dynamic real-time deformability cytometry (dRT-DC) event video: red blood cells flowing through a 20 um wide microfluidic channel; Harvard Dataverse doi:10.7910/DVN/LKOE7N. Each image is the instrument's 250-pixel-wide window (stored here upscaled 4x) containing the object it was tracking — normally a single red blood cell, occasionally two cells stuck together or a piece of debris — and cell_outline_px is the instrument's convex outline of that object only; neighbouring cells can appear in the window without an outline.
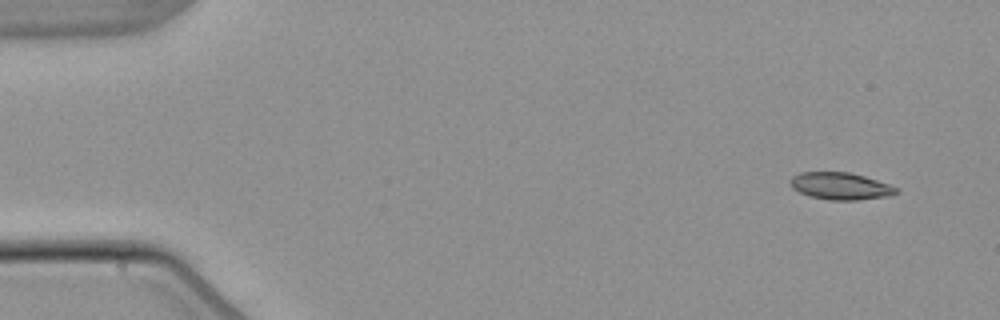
{"species": "common noctule bat (a hibernating species)", "species_latin": "Nyctalus noctula", "temperature_condition": "warm", "stored_images_in_passage": 4, "camera_frame_rate_fps": 3000, "um_per_image_px": 0.085, "animal": {"sex": "male", "body_mass_g": 21.5, "forearm_length_mm": 52.0}, "frame": {"image": 1, "passage_image": 1, "time_ms": 0.0, "image_size_px": [1000, 320], "cell_outline_px": [[900, 192], [892, 196], [856, 200], [828, 200], [808, 196], [792, 188], [788, 180], [792, 176], [800, 172], [848, 172], [864, 176], [888, 184], [896, 188]], "centroid_in_image_um": [71.42, 15.82], "position_along_channel_um": 13.6, "area_um2": 16.88}}
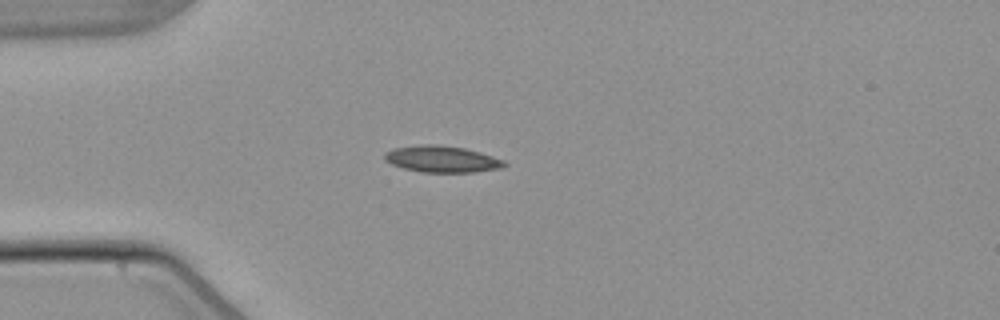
{"frame": {"image": 2, "passage_image": 4, "time_ms": 3.667, "image_size_px": [1000, 320], "cell_outline_px": [[508, 164], [504, 168], [472, 172], [420, 172], [404, 168], [392, 164], [384, 160], [384, 152], [392, 148], [420, 144], [440, 144], [464, 148], [480, 152], [504, 160]], "centroid_in_image_um": [37.55, 13.51], "position_along_channel_um": 47.4, "area_um2": 18.73}}